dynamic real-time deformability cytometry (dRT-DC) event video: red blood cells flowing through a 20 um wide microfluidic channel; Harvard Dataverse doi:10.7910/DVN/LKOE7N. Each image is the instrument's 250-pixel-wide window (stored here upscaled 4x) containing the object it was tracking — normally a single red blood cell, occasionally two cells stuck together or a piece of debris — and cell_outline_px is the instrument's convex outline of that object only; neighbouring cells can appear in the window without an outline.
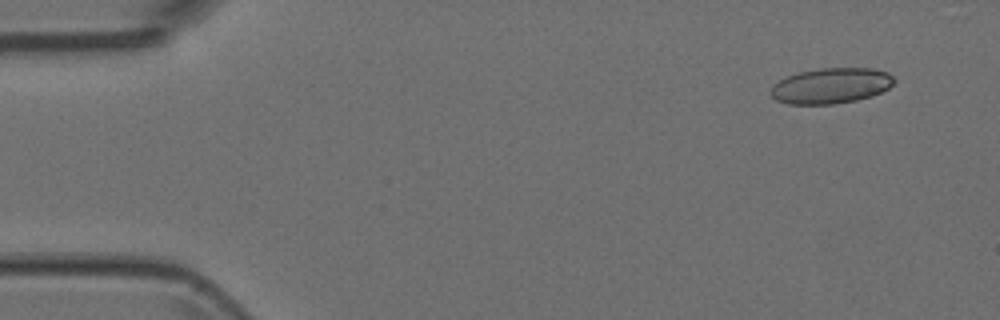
{"species": "Egyptian fruit bat (a non-hibernating species)", "species_latin": "Rousettus aegyptiacus", "temperature_condition": "room temperature", "stored_images_in_passage": 6, "segment_of_instrument_passage": [2, 2], "camera_frame_rate_fps": 3000, "um_per_image_px": 0.085, "animal": {"sex": "female"}, "frame": {"image": 1, "passage_image": 6, "time_ms": 1.667, "image_size_px": [1000, 320], "cell_outline_px": [[896, 80], [888, 88], [872, 96], [856, 100], [832, 104], [788, 104], [776, 100], [768, 92], [772, 84], [784, 76], [800, 72], [820, 68], [872, 68], [888, 72]], "centroid_in_image_um": [70.59, 7.28], "position_along_channel_um": 14.4, "area_um2": 25.78}}